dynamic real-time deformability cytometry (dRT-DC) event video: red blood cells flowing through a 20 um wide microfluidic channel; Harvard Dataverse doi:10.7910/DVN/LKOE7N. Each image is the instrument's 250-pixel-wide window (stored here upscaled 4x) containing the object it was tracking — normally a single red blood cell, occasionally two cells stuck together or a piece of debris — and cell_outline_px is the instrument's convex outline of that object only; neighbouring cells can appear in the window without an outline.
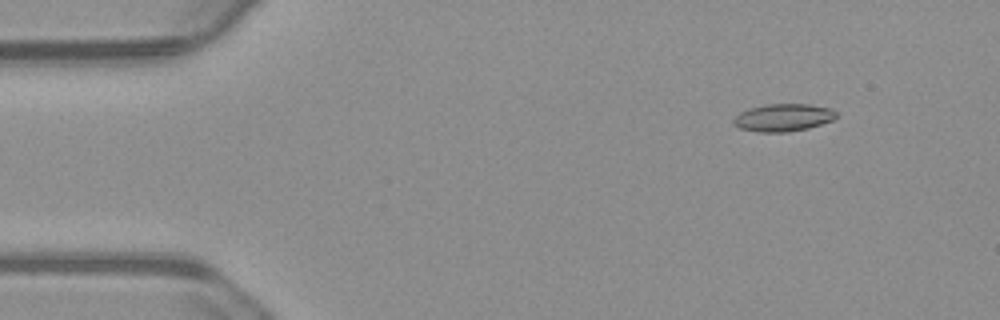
{"species": "common noctule bat (a hibernating species)", "species_latin": "Nyctalus noctula", "temperature_condition": "warm", "stored_images_in_passage": 55, "camera_frame_rate_fps": 3000, "um_per_image_px": 0.085, "animal": {"sex": "male", "body_mass_g": 23.1, "forearm_length_mm": 52.7}, "frame": {"image": 1, "passage_image": 6, "time_ms": 1.667, "image_size_px": [1000, 320], "cell_outline_px": [[836, 116], [832, 120], [808, 128], [788, 132], [760, 132], [740, 128], [732, 124], [732, 120], [740, 112], [748, 108], [764, 104], [808, 104], [832, 108], [836, 112]], "centroid_in_image_um": [66.55, 9.98], "position_along_channel_um": 18.5, "area_um2": 16.53}}
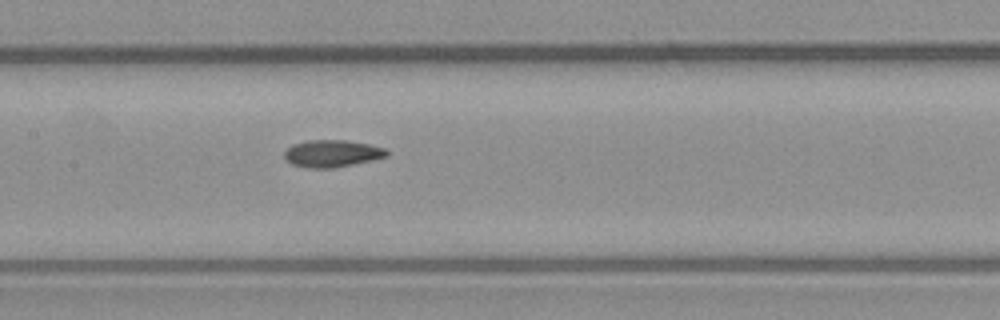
{"frame": {"image": 2, "passage_image": 26, "time_ms": 8.333, "image_size_px": [1000, 320], "cell_outline_px": [[388, 156], [372, 160], [332, 168], [308, 168], [292, 164], [284, 160], [284, 152], [292, 144], [308, 140], [344, 140], [368, 144], [384, 148], [388, 152]], "centroid_in_image_um": [28.18, 13.05], "position_along_channel_um": 179.2, "area_um2": 16.13}}
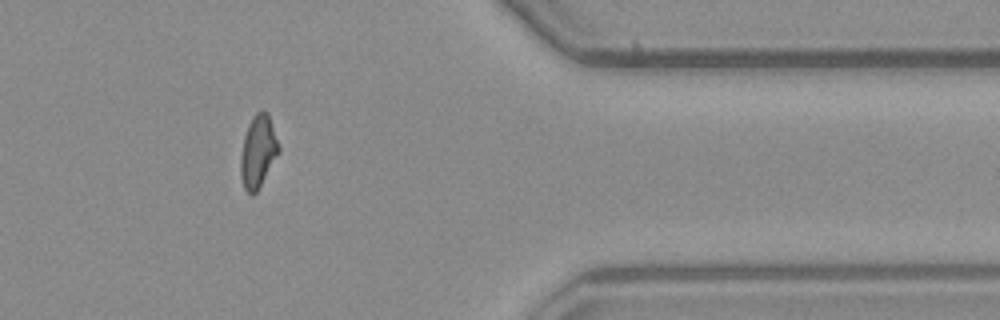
{"frame": {"image": 3, "passage_image": 45, "time_ms": 14.667, "image_size_px": [1000, 320], "cell_outline_px": [[280, 152], [256, 192], [252, 196], [244, 188], [240, 176], [240, 156], [244, 136], [248, 124], [252, 116], [256, 112], [268, 112], [280, 144]], "centroid_in_image_um": [21.94, 12.86], "position_along_channel_um": 389.5, "area_um2": 16.24}, "authors_computed_cell_mechanics": {"area_um2": 16.0106, "velocity_mm_per_s": 3.7232, "shape_relaxation_time_tau1_ms": 8.7598, "shape_relaxation_time_tau2_ms": 4.1555, "deformation_change_tau1": 0.1874, "deformation_change_tau2": 0.0941}}